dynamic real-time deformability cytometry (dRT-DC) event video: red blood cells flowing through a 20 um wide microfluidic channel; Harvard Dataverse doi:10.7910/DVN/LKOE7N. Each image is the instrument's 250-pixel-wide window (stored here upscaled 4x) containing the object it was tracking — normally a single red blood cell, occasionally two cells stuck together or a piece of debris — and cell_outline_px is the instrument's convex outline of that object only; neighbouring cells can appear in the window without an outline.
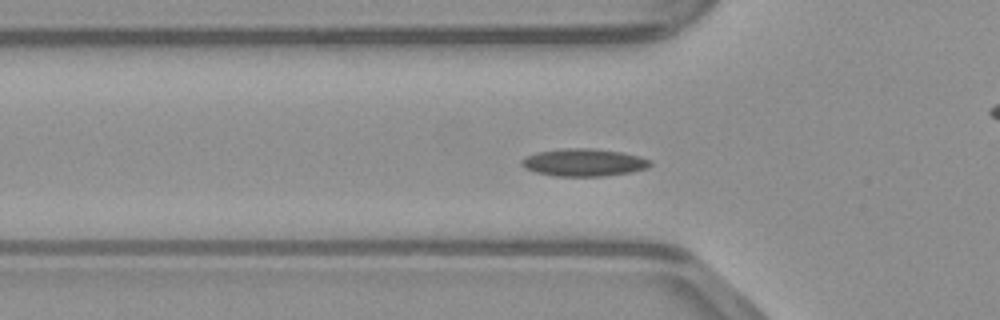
{"species": "common noctule bat (a hibernating species)", "species_latin": "Nyctalus noctula", "temperature_condition": "warm", "stored_images_in_passage": 44, "camera_frame_rate_fps": 3000, "um_per_image_px": 0.085, "animal": {"sex": "male", "body_mass_g": 23.1, "forearm_length_mm": 52.7}, "frame": {"image": 1, "passage_image": 10, "time_ms": 3.0, "image_size_px": [1000, 320], "cell_outline_px": [[652, 164], [648, 168], [632, 172], [604, 176], [556, 176], [536, 172], [524, 168], [520, 164], [520, 160], [524, 156], [536, 152], [560, 148], [596, 148], [624, 152], [640, 156], [652, 160]], "centroid_in_image_um": [49.63, 13.79], "position_along_channel_um": 76.2, "area_um2": 21.1}}
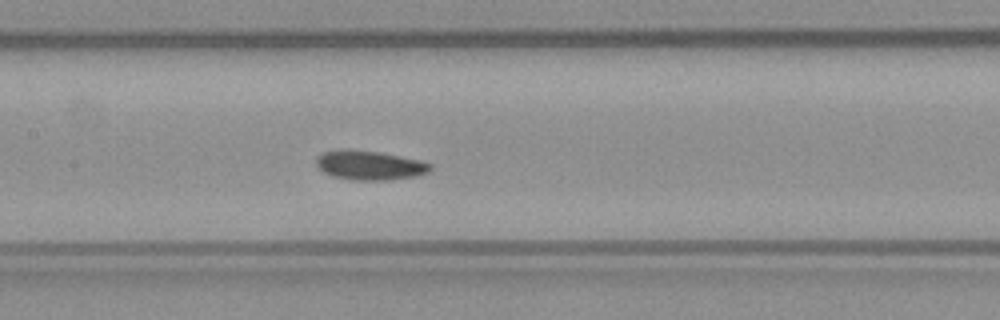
{"frame": {"image": 2, "passage_image": 17, "time_ms": 5.333, "image_size_px": [1000, 320], "cell_outline_px": [[432, 168], [428, 172], [416, 176], [388, 180], [352, 180], [332, 176], [324, 172], [316, 164], [316, 156], [324, 152], [340, 148], [352, 148], [380, 152], [420, 160], [432, 164]], "centroid_in_image_um": [31.4, 14.03], "position_along_channel_um": 176.0, "area_um2": 19.77}}
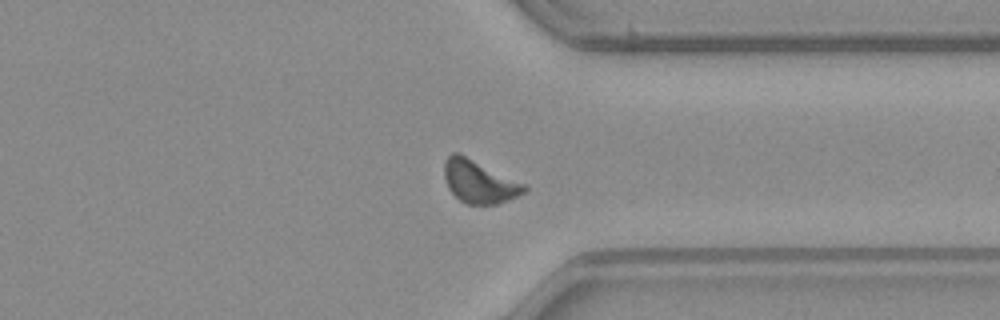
{"frame": {"image": 3, "passage_image": 31, "time_ms": 10.0, "image_size_px": [1000, 320], "cell_outline_px": [[528, 188], [524, 192], [508, 200], [496, 204], [468, 204], [460, 200], [448, 188], [444, 180], [444, 164], [448, 156], [452, 152], [456, 152], [528, 184]], "centroid_in_image_um": [40.75, 15.44], "position_along_channel_um": 370.7, "area_um2": 19.88}}